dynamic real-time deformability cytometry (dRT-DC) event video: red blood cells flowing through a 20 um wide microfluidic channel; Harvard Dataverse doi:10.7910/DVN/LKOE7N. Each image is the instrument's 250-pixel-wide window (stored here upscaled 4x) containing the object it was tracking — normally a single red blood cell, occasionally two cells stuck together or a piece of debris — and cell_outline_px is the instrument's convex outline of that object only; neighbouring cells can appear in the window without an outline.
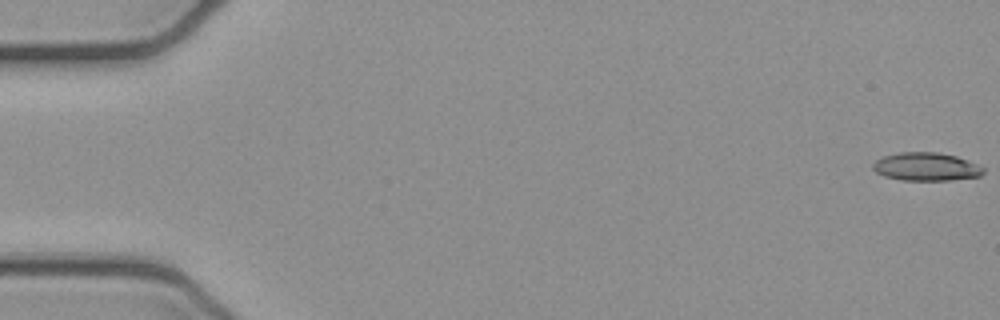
{"species": "common noctule bat (a hibernating species)", "species_latin": "Nyctalus noctula", "temperature_condition": "cold", "stored_images_in_passage": 5, "camera_frame_rate_fps": 3000, "um_per_image_px": 0.085, "animal": {"sex": "female", "body_mass_g": 21.9}, "frame": {"image": 1, "passage_image": 1, "time_ms": 0.0, "image_size_px": [1000, 320], "cell_outline_px": [[984, 172], [980, 176], [948, 180], [904, 180], [884, 176], [876, 172], [872, 168], [872, 164], [876, 160], [884, 156], [900, 152], [940, 152], [956, 156], [976, 164], [984, 168]], "centroid_in_image_um": [78.7, 14.16], "position_along_channel_um": 6.3, "area_um2": 18.03}}
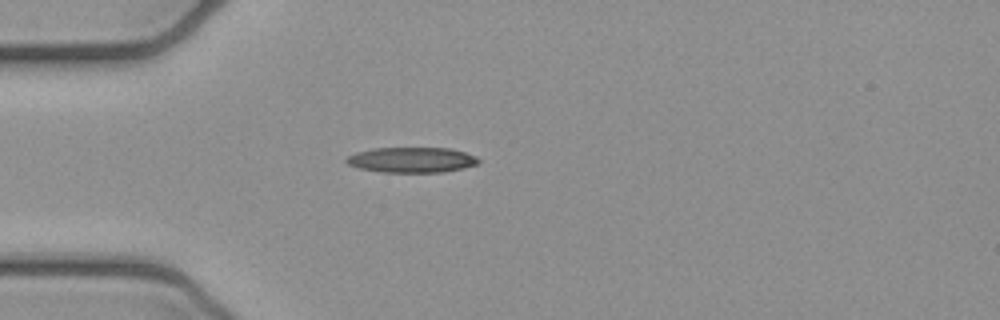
{"frame": {"image": 2, "passage_image": 5, "time_ms": 1.333, "image_size_px": [1000, 320], "cell_outline_px": [[480, 164], [464, 168], [444, 172], [384, 172], [360, 168], [348, 164], [344, 160], [348, 156], [356, 152], [372, 148], [452, 148], [476, 156], [480, 160]], "centroid_in_image_um": [35.03, 13.58], "position_along_channel_um": 50.0, "area_um2": 19.59}}